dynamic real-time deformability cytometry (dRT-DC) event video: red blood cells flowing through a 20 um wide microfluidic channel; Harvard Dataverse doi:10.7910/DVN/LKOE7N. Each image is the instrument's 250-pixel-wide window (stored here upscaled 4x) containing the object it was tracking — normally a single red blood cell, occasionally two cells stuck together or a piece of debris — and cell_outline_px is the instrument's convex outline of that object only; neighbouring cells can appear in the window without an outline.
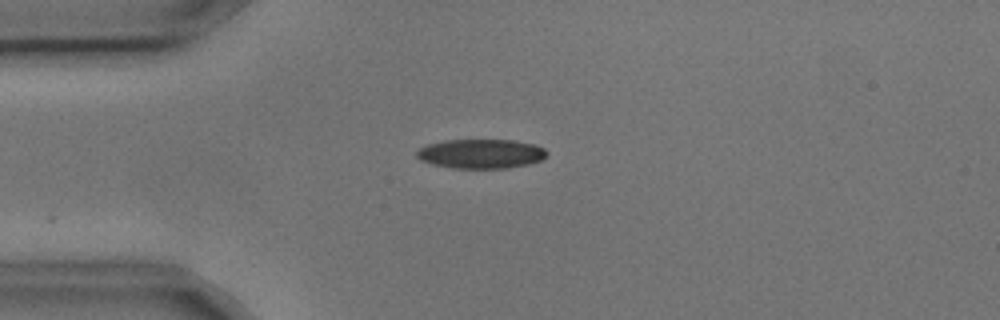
{"species": "common noctule bat (a hibernating species)", "species_latin": "Nyctalus noctula", "temperature_condition": "cold", "stored_images_in_passage": 9, "camera_frame_rate_fps": 3000, "um_per_image_px": 0.085, "animal": {"sex": "male", "body_mass_g": 17.9, "forearm_length_mm": 54.2}, "frame": {"image": 1, "passage_image": 2, "time_ms": 0.333, "image_size_px": [1000, 320], "cell_outline_px": [[548, 156], [540, 160], [528, 164], [508, 168], [452, 168], [432, 164], [420, 160], [416, 156], [416, 152], [420, 148], [428, 144], [444, 140], [512, 140], [536, 144], [544, 148], [548, 152]], "centroid_in_image_um": [40.9, 13.07], "position_along_channel_um": 44.1, "area_um2": 22.37}}
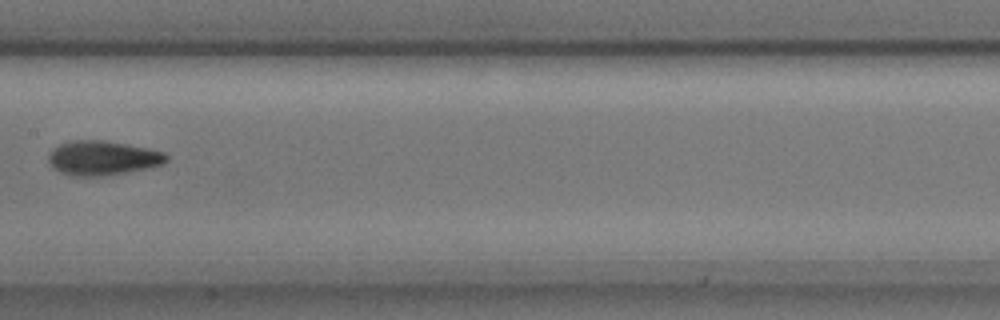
{"frame": {"image": 2, "passage_image": 6, "time_ms": 1.667, "image_size_px": [1000, 320], "cell_outline_px": [[168, 160], [160, 164], [128, 172], [100, 176], [76, 176], [60, 172], [52, 168], [48, 160], [48, 156], [52, 148], [68, 140], [104, 140], [148, 148], [164, 152], [168, 156]], "centroid_in_image_um": [8.67, 13.42], "position_along_channel_um": 198.7, "area_um2": 23.58}}
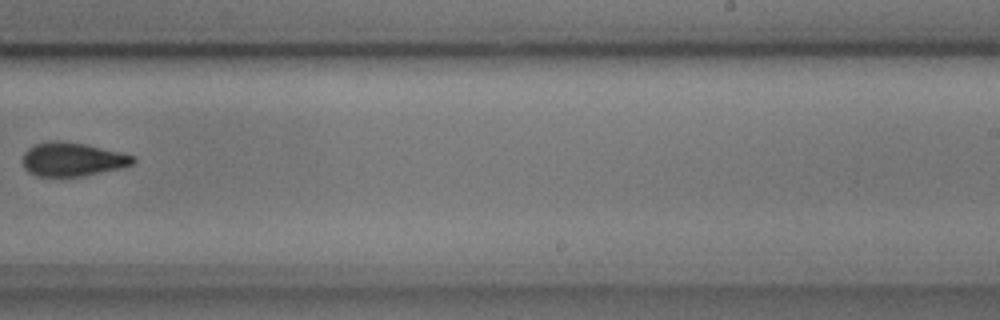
{"frame": {"image": 3, "passage_image": 8, "time_ms": 2.333, "image_size_px": [1000, 320], "cell_outline_px": [[136, 160], [132, 164], [120, 168], [84, 176], [36, 176], [28, 172], [24, 168], [24, 152], [28, 148], [36, 144], [48, 140], [60, 140], [84, 144], [124, 152], [136, 156]], "centroid_in_image_um": [6.18, 13.53], "position_along_channel_um": 282.8, "area_um2": 21.85}}